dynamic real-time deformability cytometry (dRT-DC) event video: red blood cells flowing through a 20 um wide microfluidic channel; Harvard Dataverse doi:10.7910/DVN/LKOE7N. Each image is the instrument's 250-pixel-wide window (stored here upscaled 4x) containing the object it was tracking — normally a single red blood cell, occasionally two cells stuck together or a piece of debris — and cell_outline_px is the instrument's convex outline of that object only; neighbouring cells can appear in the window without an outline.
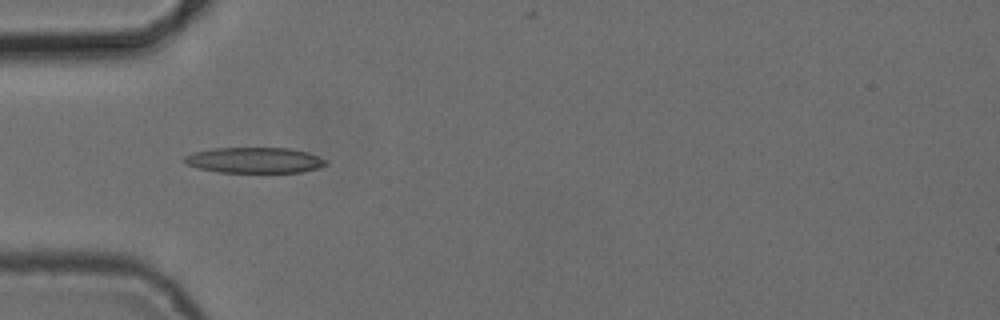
{"species": "common noctule bat (a hibernating species)", "species_latin": "Nyctalus noctula", "temperature_condition": "cold", "stored_images_in_passage": 3, "camera_frame_rate_fps": 3000, "um_per_image_px": 0.085, "animal": {"sex": "female", "body_mass_g": 24.6, "forearm_length_mm": 56.2}, "frame": {"image": 1, "passage_image": 1, "time_ms": 0.0, "image_size_px": [1000, 320], "cell_outline_px": [[328, 164], [320, 168], [300, 172], [220, 172], [196, 168], [188, 164], [184, 160], [184, 156], [192, 152], [212, 148], [288, 148], [308, 152], [328, 160]], "centroid_in_image_um": [21.66, 13.61], "position_along_channel_um": 63.3, "area_um2": 21.27}}
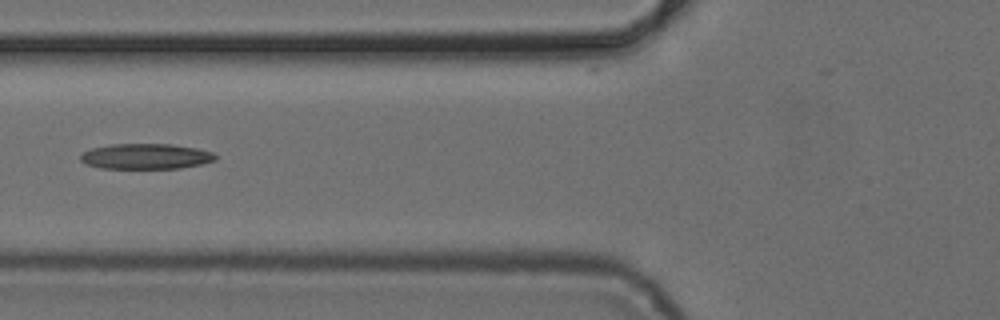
{"frame": {"image": 2, "passage_image": 2, "time_ms": 1.333, "image_size_px": [1000, 320], "cell_outline_px": [[216, 160], [200, 164], [180, 168], [100, 168], [88, 164], [80, 160], [80, 156], [84, 152], [92, 148], [112, 144], [172, 144], [196, 148], [212, 152], [216, 156]], "centroid_in_image_um": [12.4, 13.29], "position_along_channel_um": 113.4, "area_um2": 19.83}}
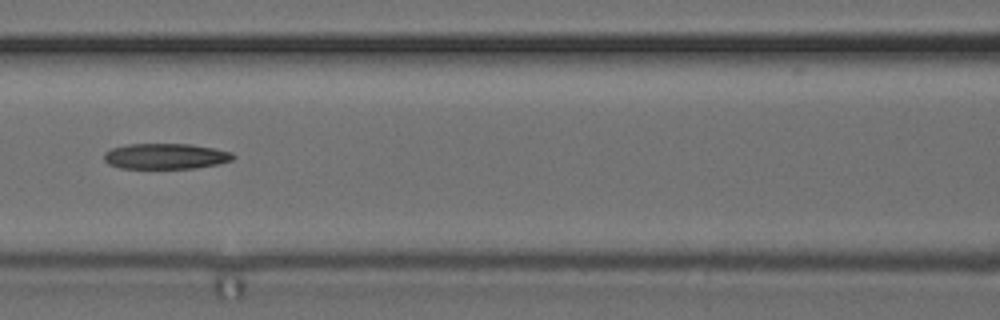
{"frame": {"image": 3, "passage_image": 3, "time_ms": 2.333, "image_size_px": [1000, 320], "cell_outline_px": [[236, 156], [232, 160], [220, 164], [196, 168], [120, 168], [108, 164], [104, 160], [104, 152], [112, 148], [128, 144], [192, 144], [232, 152]], "centroid_in_image_um": [14.09, 13.28], "position_along_channel_um": 152.5, "area_um2": 19.36}}